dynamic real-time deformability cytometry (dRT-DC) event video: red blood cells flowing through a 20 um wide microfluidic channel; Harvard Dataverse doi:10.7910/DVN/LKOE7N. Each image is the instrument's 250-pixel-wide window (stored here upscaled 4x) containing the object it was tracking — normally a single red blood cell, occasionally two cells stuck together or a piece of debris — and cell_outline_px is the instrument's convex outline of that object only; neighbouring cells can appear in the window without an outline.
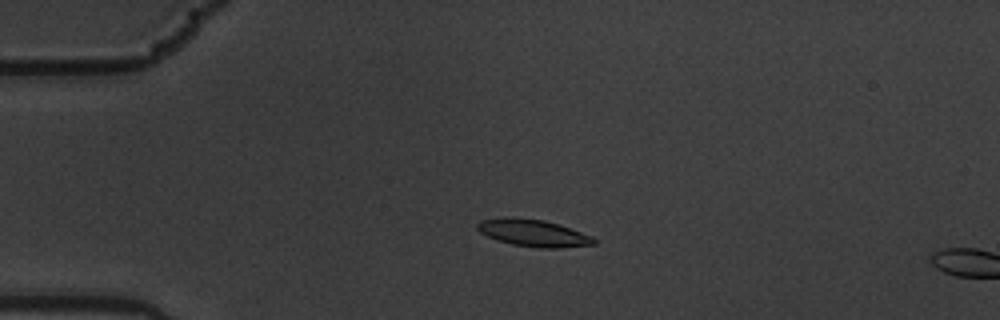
{"species": "common noctule bat (a hibernating species)", "species_latin": "Nyctalus noctula", "temperature_condition": "warm", "stored_images_in_passage": 5, "camera_frame_rate_fps": 3000, "um_per_image_px": 0.085, "animal": {"sex": "male", "body_mass_g": 19.5, "forearm_length_mm": 54.6}, "frame": {"image": 1, "passage_image": 4, "time_ms": 1.0, "image_size_px": [1000, 320], "cell_outline_px": [[596, 244], [556, 248], [540, 248], [512, 244], [496, 240], [480, 232], [476, 228], [476, 224], [480, 220], [504, 216], [512, 216], [544, 220], [592, 236], [596, 240]], "centroid_in_image_um": [45.26, 19.79], "position_along_channel_um": 39.7, "area_um2": 18.38}}